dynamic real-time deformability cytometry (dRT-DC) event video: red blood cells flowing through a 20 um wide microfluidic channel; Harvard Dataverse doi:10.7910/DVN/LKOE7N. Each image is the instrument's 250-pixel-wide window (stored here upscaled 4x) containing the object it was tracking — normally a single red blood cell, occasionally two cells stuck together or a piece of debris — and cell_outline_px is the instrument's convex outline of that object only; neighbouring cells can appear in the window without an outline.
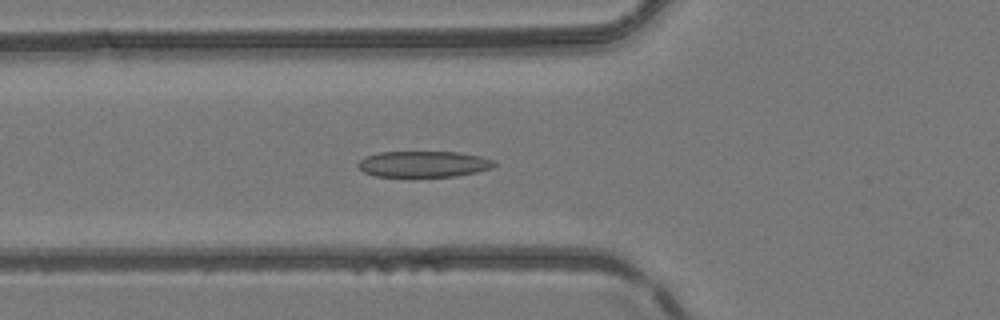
{"species": "common noctule bat (a hibernating species)", "species_latin": "Nyctalus noctula", "temperature_condition": "room temperature", "stored_images_in_passage": 51, "camera_frame_rate_fps": 3000, "um_per_image_px": 0.085, "animal": {"sex": "female", "body_mass_g": 24.6, "forearm_length_mm": 56.2}, "frame": {"image": 1, "passage_image": 19, "time_ms": 6.0, "image_size_px": [1000, 320], "cell_outline_px": [[496, 164], [492, 168], [476, 172], [456, 176], [376, 176], [364, 172], [356, 164], [364, 156], [380, 152], [460, 152], [480, 156], [496, 160]], "centroid_in_image_um": [36.02, 13.93], "position_along_channel_um": 89.8, "area_um2": 20.69}}
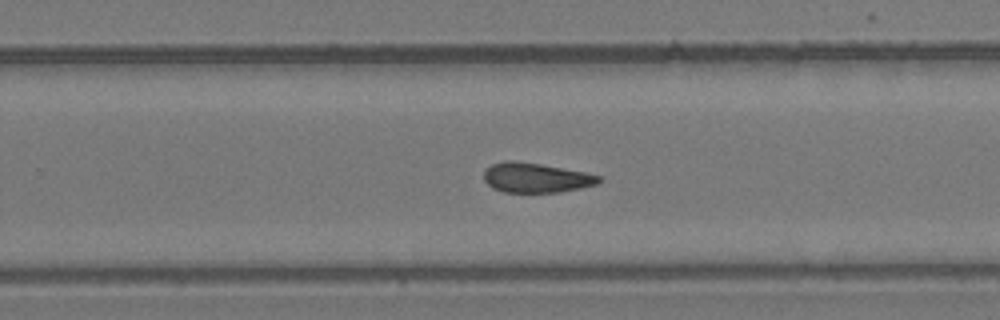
{"frame": {"image": 2, "passage_image": 33, "time_ms": 10.667, "image_size_px": [1000, 320], "cell_outline_px": [[600, 184], [560, 192], [504, 192], [492, 188], [484, 180], [484, 172], [492, 164], [504, 160], [512, 160], [540, 164], [584, 172], [600, 176]], "centroid_in_image_um": [45.55, 15.11], "position_along_channel_um": 284.3, "area_um2": 19.83}}
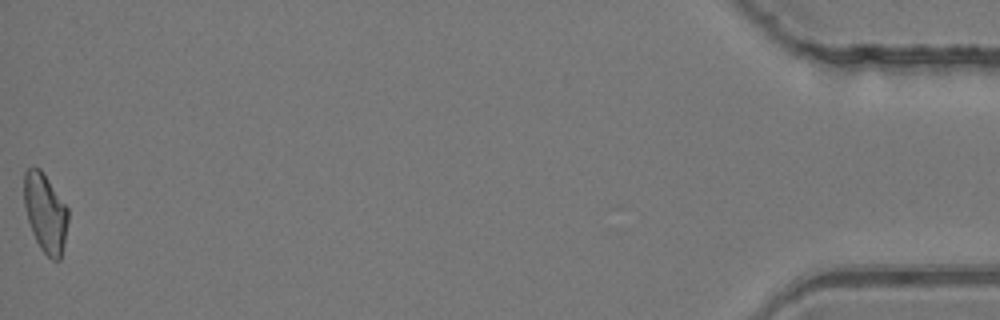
{"frame": {"image": 3, "passage_image": 51, "time_ms": 16.667, "image_size_px": [1000, 320], "cell_outline_px": [[68, 220], [60, 260], [52, 260], [40, 248], [32, 232], [28, 220], [24, 204], [24, 172], [28, 168], [40, 168], [68, 208]], "centroid_in_image_um": [3.84, 18.09], "position_along_channel_um": 431.4, "area_um2": 19.94}, "authors_computed_cell_mechanics": {"area_um2": 20.6924, "velocity_mm_per_s": 4.1634, "shape_relaxation_time_tau1_ms": null, "shape_relaxation_time_tau2_ms": 6.1046, "deformation_change_tau1": null, "deformation_change_tau2": 0.1292}}